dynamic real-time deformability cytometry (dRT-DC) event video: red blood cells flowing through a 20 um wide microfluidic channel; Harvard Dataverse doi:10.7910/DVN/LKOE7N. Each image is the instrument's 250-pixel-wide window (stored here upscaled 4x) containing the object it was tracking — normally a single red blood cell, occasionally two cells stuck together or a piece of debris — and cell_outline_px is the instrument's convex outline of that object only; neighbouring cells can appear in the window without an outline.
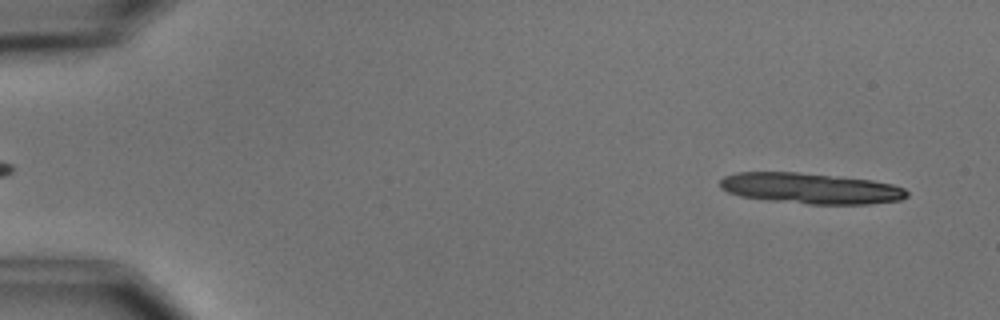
{"species": "common noctule bat (a hibernating species)", "species_latin": "Nyctalus noctula", "temperature_condition": "cold", "stored_images_in_passage": 14, "camera_frame_rate_fps": 3000, "um_per_image_px": 0.085, "animal": {"sex": "male", "body_mass_g": 15.6}, "frame": {"image": 1, "passage_image": 3, "time_ms": 0.667, "image_size_px": [1000, 320], "cell_outline_px": [[904, 196], [896, 200], [852, 204], [824, 204], [748, 196], [732, 192], [724, 188], [720, 184], [728, 176], [748, 172], [784, 172], [864, 180], [888, 184], [900, 188], [904, 192]], "centroid_in_image_um": [68.89, 16.0], "position_along_channel_um": 16.1, "area_um2": 30.35}}